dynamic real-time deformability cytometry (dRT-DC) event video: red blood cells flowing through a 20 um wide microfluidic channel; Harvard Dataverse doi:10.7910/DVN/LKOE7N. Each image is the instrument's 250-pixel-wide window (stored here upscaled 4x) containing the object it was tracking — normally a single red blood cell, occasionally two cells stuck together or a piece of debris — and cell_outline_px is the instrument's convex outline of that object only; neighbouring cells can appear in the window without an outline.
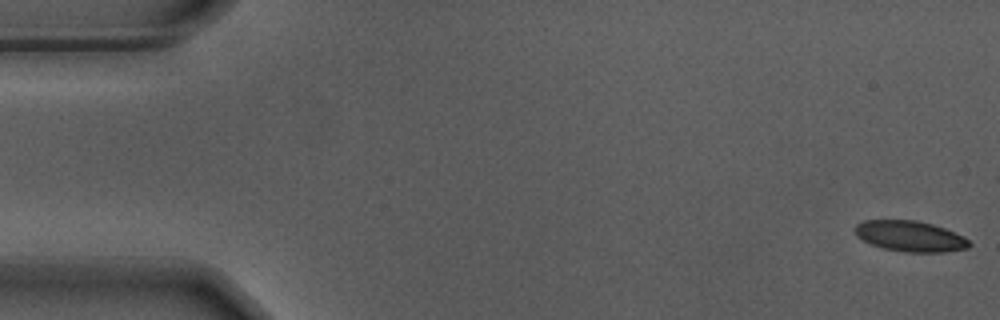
{"species": "Egyptian fruit bat (a non-hibernating species)", "species_latin": "Rousettus aegyptiacus", "temperature_condition": "warm", "stored_images_in_passage": 17, "camera_frame_rate_fps": 3000, "um_per_image_px": 0.085, "animal": {"sex": "male"}, "frame": {"image": 1, "passage_image": 1, "time_ms": 0.0, "image_size_px": [1000, 320], "cell_outline_px": [[972, 244], [968, 248], [944, 252], [904, 252], [884, 248], [872, 244], [856, 236], [856, 224], [864, 220], [916, 220], [932, 224], [944, 228], [964, 236]], "centroid_in_image_um": [77.39, 20.08], "position_along_channel_um": 7.6, "area_um2": 20.35}}
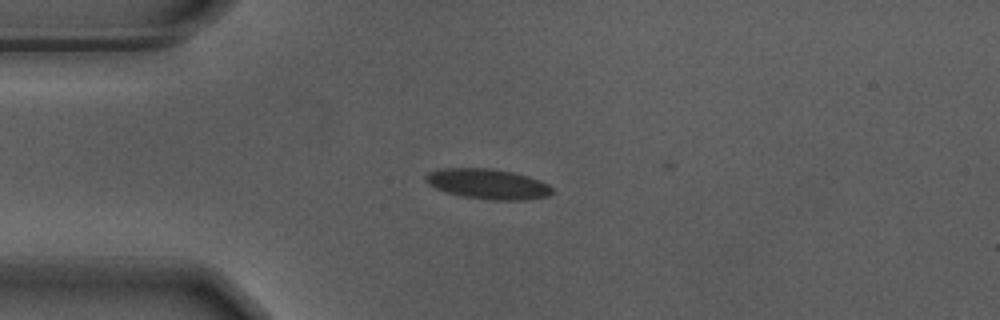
{"frame": {"image": 2, "passage_image": 14, "time_ms": 4.333, "image_size_px": [1000, 320], "cell_outline_px": [[552, 192], [548, 196], [524, 200], [492, 200], [460, 196], [436, 188], [428, 184], [424, 180], [424, 176], [428, 172], [440, 168], [492, 168], [512, 172], [528, 176], [540, 180], [548, 184], [552, 188]], "centroid_in_image_um": [41.44, 15.63], "position_along_channel_um": 43.6, "area_um2": 22.37}}